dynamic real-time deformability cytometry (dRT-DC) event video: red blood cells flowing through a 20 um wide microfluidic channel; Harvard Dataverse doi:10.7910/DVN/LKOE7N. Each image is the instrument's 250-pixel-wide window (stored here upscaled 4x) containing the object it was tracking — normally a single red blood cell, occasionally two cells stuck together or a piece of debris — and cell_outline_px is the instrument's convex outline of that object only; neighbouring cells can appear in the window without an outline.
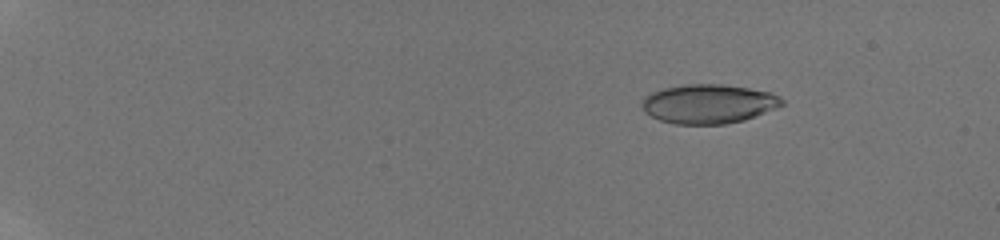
{"species": "human", "species_latin": "Homo sapiens", "temperature_condition": "room temperature", "stored_images_in_passage": 14, "camera_frame_rate_fps": 3000, "um_per_image_px": 0.085, "donor": {"sex": "male"}, "frame": {"image": 1, "passage_image": 5, "time_ms": 2.667, "image_size_px": [1000, 240], "cell_outline_px": [[784, 104], [776, 108], [756, 116], [744, 120], [724, 124], [676, 124], [660, 120], [644, 112], [640, 104], [644, 96], [652, 92], [664, 88], [684, 84], [720, 84], [748, 88], [772, 92], [780, 96], [784, 100]], "centroid_in_image_um": [60.22, 8.82], "position_along_channel_um": 24.8, "area_um2": 32.14}}
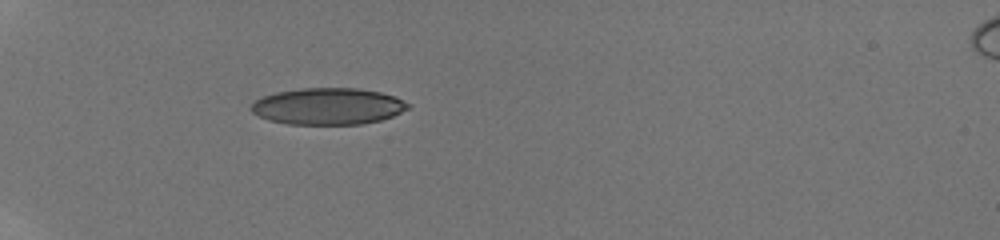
{"frame": {"image": 2, "passage_image": 11, "time_ms": 6.333, "image_size_px": [1000, 240], "cell_outline_px": [[412, 108], [392, 116], [380, 120], [360, 124], [288, 124], [268, 120], [252, 112], [248, 108], [256, 100], [264, 96], [276, 92], [300, 88], [360, 88], [380, 92], [396, 96], [412, 104]], "centroid_in_image_um": [27.92, 9.03], "position_along_channel_um": 57.1, "area_um2": 33.76}}
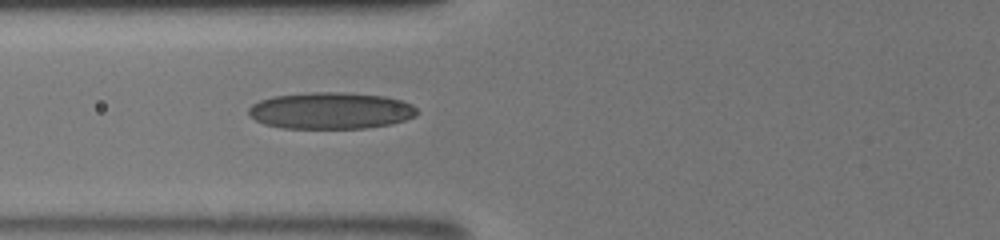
{"frame": {"image": 3, "passage_image": 14, "time_ms": 8.0, "image_size_px": [1000, 240], "cell_outline_px": [[420, 112], [416, 116], [392, 124], [364, 128], [284, 128], [264, 124], [248, 116], [248, 108], [252, 104], [260, 100], [272, 96], [308, 92], [344, 92], [384, 96], [400, 100], [412, 104]], "centroid_in_image_um": [28.1, 9.4], "position_along_channel_um": 97.7, "area_um2": 36.24}}